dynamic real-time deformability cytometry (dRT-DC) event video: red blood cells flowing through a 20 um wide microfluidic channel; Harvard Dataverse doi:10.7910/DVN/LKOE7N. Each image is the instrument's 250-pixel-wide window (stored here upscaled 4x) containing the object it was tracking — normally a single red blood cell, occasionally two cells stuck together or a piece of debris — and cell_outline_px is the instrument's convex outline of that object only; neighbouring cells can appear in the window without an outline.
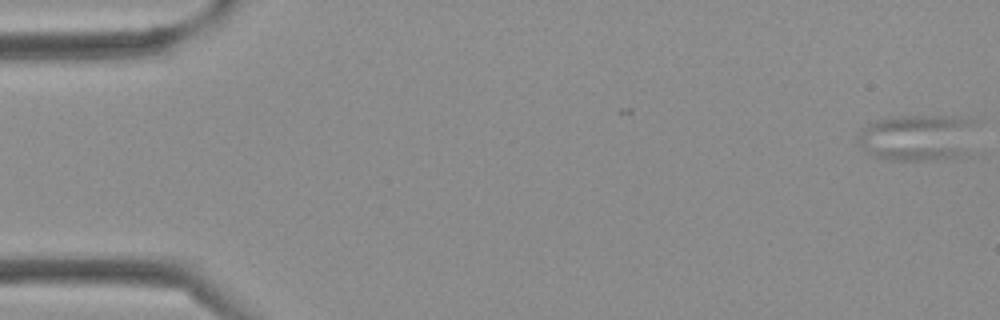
{"species": "Egyptian fruit bat (a non-hibernating species)", "species_latin": "Rousettus aegyptiacus", "temperature_condition": "cold", "stored_images_in_passage": 5, "camera_frame_rate_fps": 3000, "um_per_image_px": 0.085, "frame": {"image": 1, "passage_image": 1, "time_ms": 0.0, "image_size_px": [1000, 320], "cell_outline_px": [[984, 120], [968, 156], [936, 160], [888, 160], [864, 152], [856, 140], [856, 136], [860, 128], [876, 120], [900, 116], [972, 116]], "centroid_in_image_um": [78.19, 11.67], "position_along_channel_um": 6.8, "area_um2": 34.28}}